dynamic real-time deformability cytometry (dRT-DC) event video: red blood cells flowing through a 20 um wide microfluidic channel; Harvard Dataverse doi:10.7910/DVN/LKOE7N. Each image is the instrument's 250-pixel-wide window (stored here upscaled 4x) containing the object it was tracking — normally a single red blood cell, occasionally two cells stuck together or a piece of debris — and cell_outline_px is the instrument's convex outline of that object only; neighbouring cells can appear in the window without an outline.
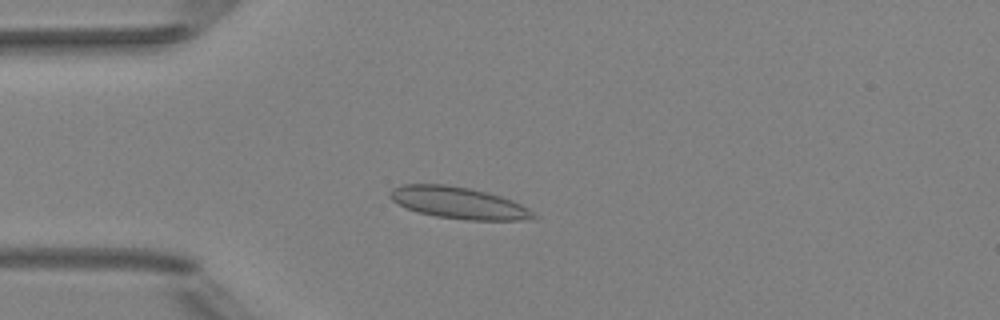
{"species": "Egyptian fruit bat (a non-hibernating species)", "species_latin": "Rousettus aegyptiacus", "temperature_condition": "room temperature", "stored_images_in_passage": 4, "camera_frame_rate_fps": 3000, "um_per_image_px": 0.085, "animal": {"sex": "female"}, "frame": {"image": 1, "passage_image": 3, "time_ms": 2.333, "image_size_px": [1000, 320], "cell_outline_px": [[540, 216], [536, 220], [464, 220], [436, 216], [416, 212], [392, 200], [388, 196], [388, 192], [392, 188], [404, 184], [444, 184], [468, 188], [488, 192], [512, 200], [528, 208]], "centroid_in_image_um": [39.02, 17.25], "position_along_channel_um": 46.0, "area_um2": 26.76}}